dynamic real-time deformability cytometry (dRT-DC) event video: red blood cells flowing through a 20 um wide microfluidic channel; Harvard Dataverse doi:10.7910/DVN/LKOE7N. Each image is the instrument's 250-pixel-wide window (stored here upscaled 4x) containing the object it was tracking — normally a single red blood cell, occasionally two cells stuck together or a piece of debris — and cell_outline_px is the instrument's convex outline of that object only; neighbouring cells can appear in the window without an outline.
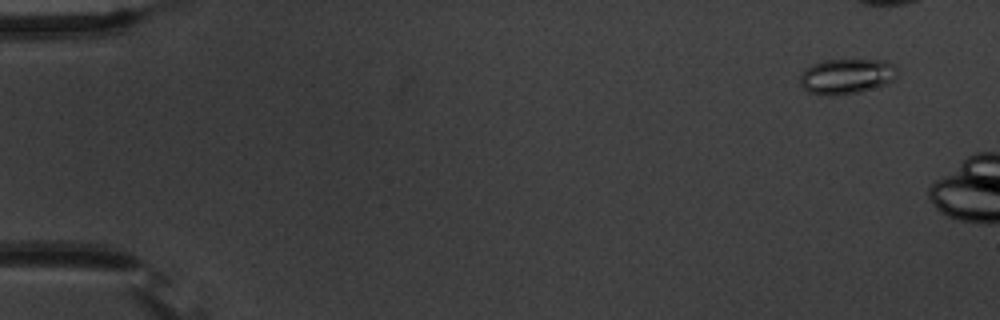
{"species": "common noctule bat (a hibernating species)", "species_latin": "Nyctalus noctula", "temperature_condition": "warm", "stored_images_in_passage": 10, "camera_frame_rate_fps": 3000, "um_per_image_px": 0.085, "animal": {"sex": "male", "body_mass_g": 20.1, "forearm_length_mm": 53.5}, "frame": {"image": 1, "passage_image": 5, "time_ms": 1.333, "image_size_px": [1000, 320], "cell_outline_px": [[896, 76], [892, 80], [884, 84], [856, 92], [808, 92], [800, 84], [800, 76], [804, 68], [812, 64], [824, 60], [884, 60], [892, 64], [896, 68]], "centroid_in_image_um": [71.94, 6.42], "position_along_channel_um": 13.1, "area_um2": 19.02}}